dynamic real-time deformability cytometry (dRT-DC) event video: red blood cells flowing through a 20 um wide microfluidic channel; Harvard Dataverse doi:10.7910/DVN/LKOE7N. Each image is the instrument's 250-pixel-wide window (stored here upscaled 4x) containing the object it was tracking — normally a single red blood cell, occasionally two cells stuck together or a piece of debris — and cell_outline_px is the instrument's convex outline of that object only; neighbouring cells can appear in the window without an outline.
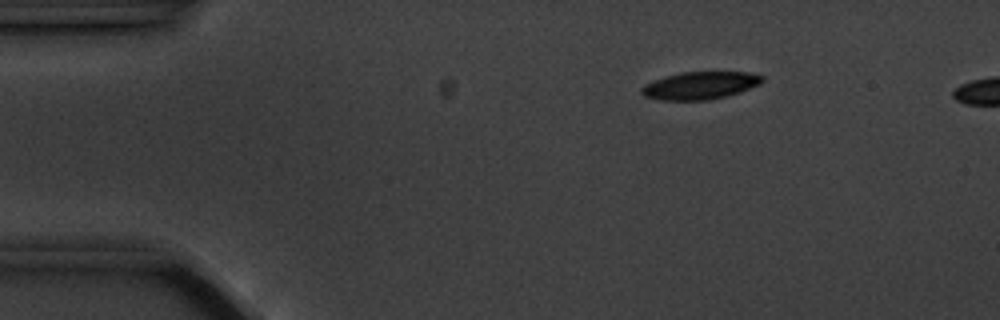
{"species": "common noctule bat (a hibernating species)", "species_latin": "Nyctalus noctula", "temperature_condition": "cold", "stored_images_in_passage": 4, "camera_frame_rate_fps": 3000, "um_per_image_px": 0.085, "animal": {"sex": "male", "body_mass_g": 20.1, "forearm_length_mm": 53.5}, "frame": {"image": 1, "passage_image": 1, "time_ms": 0.0, "image_size_px": [1000, 320], "cell_outline_px": [[764, 80], [760, 84], [740, 92], [708, 100], [660, 100], [644, 96], [640, 92], [640, 88], [644, 84], [652, 80], [664, 76], [680, 72], [748, 72], [764, 76]], "centroid_in_image_um": [59.47, 7.26], "position_along_channel_um": 25.5, "area_um2": 19.54}}